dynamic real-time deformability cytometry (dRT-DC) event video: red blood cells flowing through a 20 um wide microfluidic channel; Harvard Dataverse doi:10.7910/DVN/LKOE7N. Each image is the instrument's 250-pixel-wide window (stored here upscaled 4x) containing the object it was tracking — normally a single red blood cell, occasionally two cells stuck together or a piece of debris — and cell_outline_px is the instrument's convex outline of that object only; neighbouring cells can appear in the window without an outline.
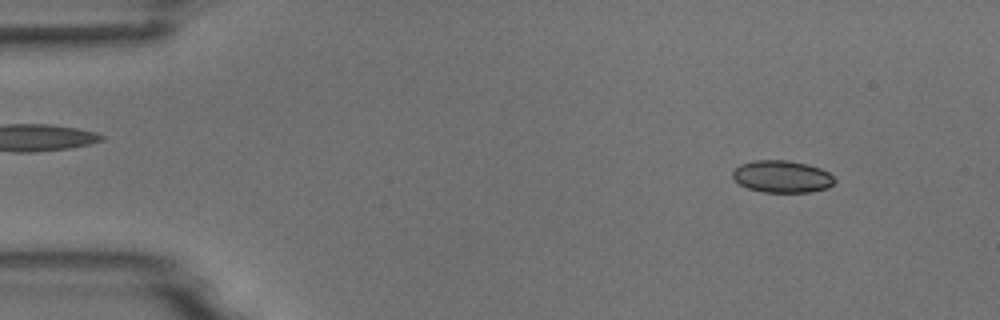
{"species": "common noctule bat (a hibernating species)", "species_latin": "Nyctalus noctula", "temperature_condition": "room temperature", "stored_images_in_passage": 4, "camera_frame_rate_fps": 3000, "um_per_image_px": 0.085, "animal": {"sex": "male", "body_mass_g": 18.8}, "frame": {"image": 1, "passage_image": 1, "time_ms": 0.0, "image_size_px": [1000, 320], "cell_outline_px": [[836, 180], [828, 188], [808, 192], [764, 192], [748, 188], [740, 184], [732, 176], [732, 172], [740, 164], [752, 160], [788, 160], [808, 164], [820, 168], [828, 172]], "centroid_in_image_um": [66.47, 15.0], "position_along_channel_um": 18.5, "area_um2": 19.07}}
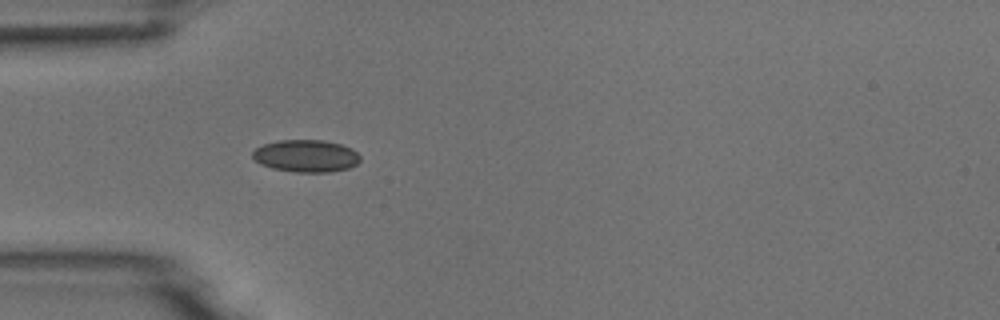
{"frame": {"image": 2, "passage_image": 4, "time_ms": 3.333, "image_size_px": [1000, 320], "cell_outline_px": [[360, 160], [356, 164], [348, 168], [332, 172], [296, 172], [272, 168], [260, 164], [252, 156], [252, 152], [256, 148], [264, 144], [280, 140], [324, 140], [340, 144], [352, 148], [360, 156]], "centroid_in_image_um": [26.02, 13.25], "position_along_channel_um": 59.0, "area_um2": 20.23}}